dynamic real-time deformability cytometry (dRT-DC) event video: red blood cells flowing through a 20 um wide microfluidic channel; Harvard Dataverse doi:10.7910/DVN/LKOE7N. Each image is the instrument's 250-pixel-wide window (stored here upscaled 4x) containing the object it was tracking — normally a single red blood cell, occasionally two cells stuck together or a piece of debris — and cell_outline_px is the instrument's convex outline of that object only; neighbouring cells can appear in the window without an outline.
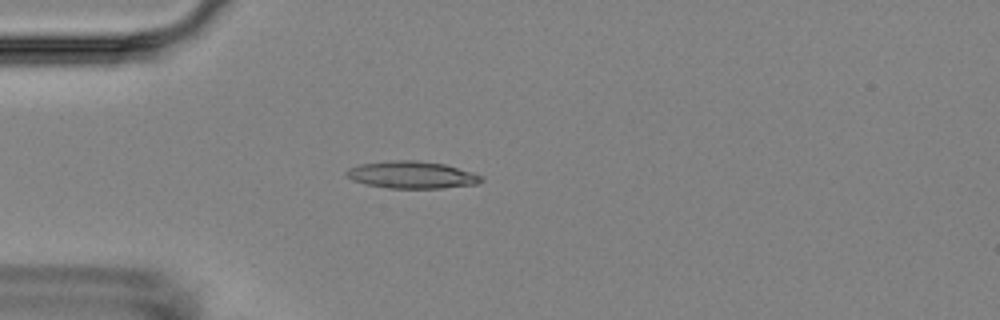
{"species": "Egyptian fruit bat (a non-hibernating species)", "species_latin": "Rousettus aegyptiacus", "temperature_condition": "room temperature", "stored_images_in_passage": 5, "camera_frame_rate_fps": 3000, "um_per_image_px": 0.085, "animal": {"sex": "female"}, "frame": {"image": 1, "passage_image": 4, "time_ms": 4.333, "image_size_px": [1000, 320], "cell_outline_px": [[484, 180], [476, 184], [440, 188], [388, 188], [364, 184], [352, 180], [344, 172], [348, 168], [360, 164], [392, 160], [416, 160], [444, 164], [472, 172], [484, 176]], "centroid_in_image_um": [35.0, 14.86], "position_along_channel_um": 50.0, "area_um2": 21.39}}